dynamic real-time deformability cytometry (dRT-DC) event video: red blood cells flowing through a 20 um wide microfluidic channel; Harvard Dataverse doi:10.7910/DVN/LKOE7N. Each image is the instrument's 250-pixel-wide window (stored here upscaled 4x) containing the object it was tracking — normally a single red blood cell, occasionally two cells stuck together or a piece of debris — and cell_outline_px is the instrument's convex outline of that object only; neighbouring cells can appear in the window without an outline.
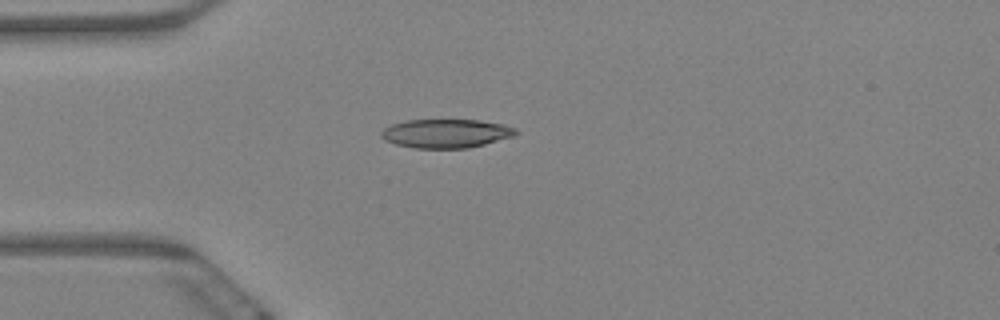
{"species": "Egyptian fruit bat (a non-hibernating species)", "species_latin": "Rousettus aegyptiacus", "temperature_condition": "warm", "stored_images_in_passage": 7, "camera_frame_rate_fps": 3000, "um_per_image_px": 0.085, "animal": {"sex": "female"}, "frame": {"image": 1, "passage_image": 5, "time_ms": 1.333, "image_size_px": [1000, 320], "cell_outline_px": [[520, 132], [516, 136], [468, 148], [416, 148], [396, 144], [384, 140], [380, 136], [380, 132], [384, 128], [392, 124], [408, 120], [480, 120], [504, 124], [516, 128]], "centroid_in_image_um": [37.95, 11.34], "position_along_channel_um": 47.1, "area_um2": 22.72}}
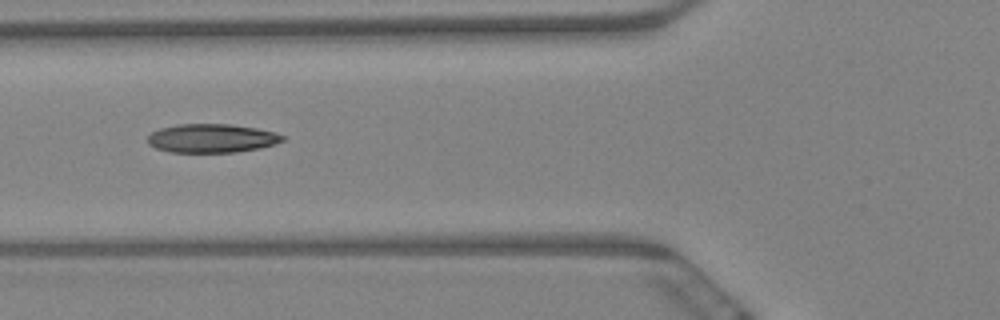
{"frame": {"image": 2, "passage_image": 7, "time_ms": 2.0, "image_size_px": [1000, 320], "cell_outline_px": [[284, 140], [260, 148], [236, 152], [172, 152], [156, 148], [148, 144], [148, 136], [152, 132], [160, 128], [176, 124], [232, 124], [256, 128], [276, 132], [284, 136]], "centroid_in_image_um": [17.99, 11.74], "position_along_channel_um": 107.8, "area_um2": 22.54}}